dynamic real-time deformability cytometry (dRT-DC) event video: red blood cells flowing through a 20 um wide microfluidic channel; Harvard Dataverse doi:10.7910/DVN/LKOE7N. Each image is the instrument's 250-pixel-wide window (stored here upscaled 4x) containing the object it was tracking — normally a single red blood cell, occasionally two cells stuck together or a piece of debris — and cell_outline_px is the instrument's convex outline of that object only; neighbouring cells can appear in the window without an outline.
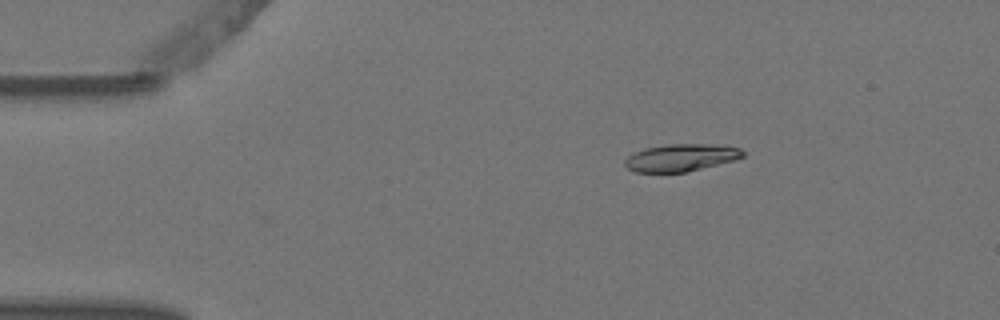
{"species": "Egyptian fruit bat (a non-hibernating species)", "species_latin": "Rousettus aegyptiacus", "temperature_condition": "warm", "stored_images_in_passage": 3, "camera_frame_rate_fps": 3000, "um_per_image_px": 0.085, "animal": {"sex": "female"}, "frame": {"image": 1, "passage_image": 1, "time_ms": 0.0, "image_size_px": [1000, 320], "cell_outline_px": [[744, 156], [736, 160], [684, 172], [636, 172], [628, 168], [624, 164], [624, 160], [628, 156], [644, 148], [668, 144], [716, 144], [740, 148], [744, 152]], "centroid_in_image_um": [57.9, 13.39], "position_along_channel_um": 27.1, "area_um2": 18.73}}
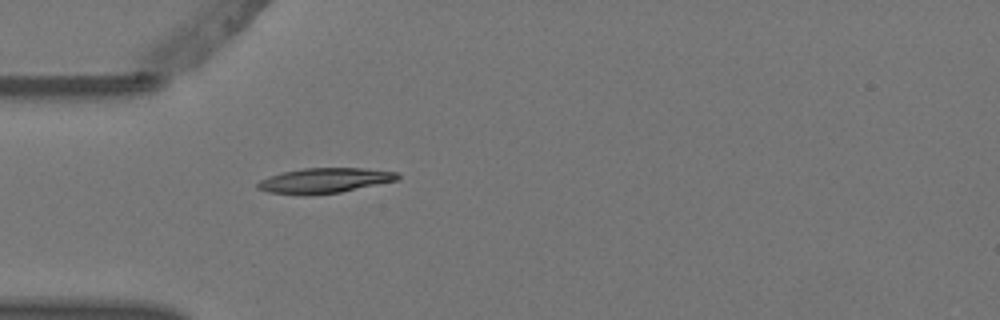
{"frame": {"image": 2, "passage_image": 3, "time_ms": 0.667, "image_size_px": [1000, 320], "cell_outline_px": [[400, 176], [396, 180], [340, 192], [308, 196], [300, 196], [268, 192], [256, 188], [256, 184], [260, 180], [268, 176], [284, 172], [304, 168], [364, 168], [400, 172]], "centroid_in_image_um": [27.54, 15.35], "position_along_channel_um": 57.5, "area_um2": 20.63}}